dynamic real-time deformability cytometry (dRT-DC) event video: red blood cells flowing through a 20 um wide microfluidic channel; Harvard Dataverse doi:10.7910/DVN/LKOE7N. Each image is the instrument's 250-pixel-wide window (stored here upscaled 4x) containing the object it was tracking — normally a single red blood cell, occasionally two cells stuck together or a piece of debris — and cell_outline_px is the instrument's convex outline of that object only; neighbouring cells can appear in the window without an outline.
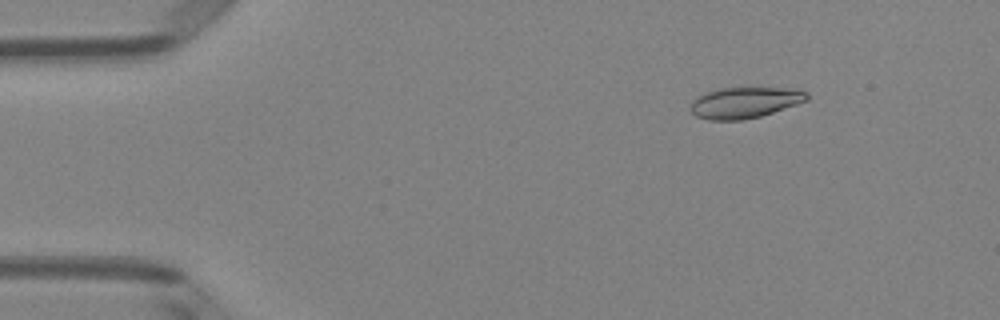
{"species": "Egyptian fruit bat (a non-hibernating species)", "species_latin": "Rousettus aegyptiacus", "temperature_condition": "room temperature", "stored_images_in_passage": 4, "camera_frame_rate_fps": 3000, "um_per_image_px": 0.085, "animal": {"sex": "female"}, "frame": {"image": 1, "passage_image": 2, "time_ms": 0.333, "image_size_px": [1000, 320], "cell_outline_px": [[808, 100], [760, 116], [744, 120], [708, 120], [696, 116], [688, 108], [692, 100], [696, 96], [720, 88], [792, 88], [808, 92]], "centroid_in_image_um": [63.26, 8.72], "position_along_channel_um": 21.7, "area_um2": 21.04}}